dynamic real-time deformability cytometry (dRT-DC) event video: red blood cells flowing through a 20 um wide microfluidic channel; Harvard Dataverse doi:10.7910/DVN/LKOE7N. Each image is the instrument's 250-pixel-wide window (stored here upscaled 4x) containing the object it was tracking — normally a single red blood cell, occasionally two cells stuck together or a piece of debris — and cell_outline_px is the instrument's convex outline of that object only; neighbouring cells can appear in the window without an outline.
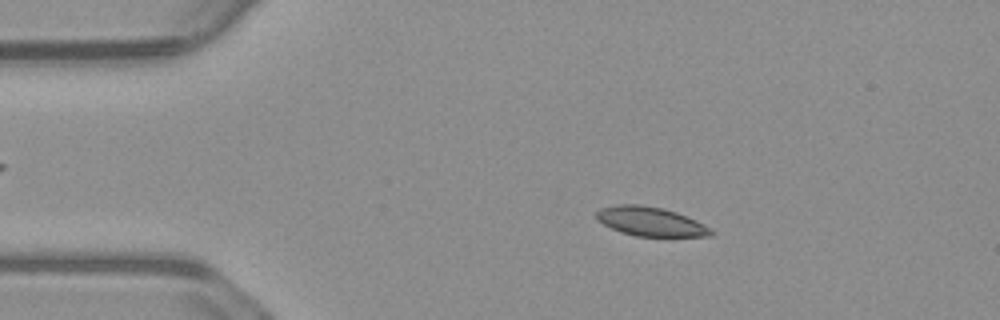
{"species": "common noctule bat (a hibernating species)", "species_latin": "Nyctalus noctula", "temperature_condition": "warm", "stored_images_in_passage": 10, "camera_frame_rate_fps": 3000, "um_per_image_px": 0.085, "animal": {"sex": "male", "body_mass_g": 23.1, "forearm_length_mm": 52.7}, "frame": {"image": 1, "passage_image": 8, "time_ms": 2.333, "image_size_px": [1000, 320], "cell_outline_px": [[716, 232], [712, 236], [636, 236], [620, 232], [596, 220], [596, 212], [600, 208], [616, 204], [640, 204], [664, 208], [676, 212], [696, 220], [712, 228]], "centroid_in_image_um": [55.31, 18.82], "position_along_channel_um": 29.7, "area_um2": 19.65}}